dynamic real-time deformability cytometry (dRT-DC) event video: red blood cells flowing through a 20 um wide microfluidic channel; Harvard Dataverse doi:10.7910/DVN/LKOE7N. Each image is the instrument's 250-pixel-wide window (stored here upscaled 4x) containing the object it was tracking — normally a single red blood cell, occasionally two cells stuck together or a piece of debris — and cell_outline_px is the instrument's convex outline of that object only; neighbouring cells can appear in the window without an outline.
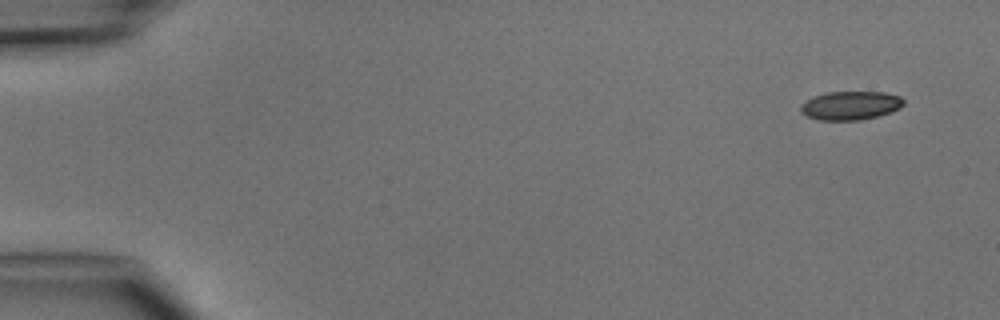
{"species": "common noctule bat (a hibernating species)", "species_latin": "Nyctalus noctula", "temperature_condition": "cold", "stored_images_in_passage": 6, "segment_of_instrument_passage": [2, 2], "camera_frame_rate_fps": 3000, "um_per_image_px": 0.085, "animal": {"sex": "male", "body_mass_g": 15.6}, "frame": {"image": 1, "passage_image": 6, "time_ms": 5.667, "image_size_px": [1000, 320], "cell_outline_px": [[904, 104], [900, 108], [892, 112], [860, 120], [820, 120], [808, 116], [800, 112], [800, 104], [812, 96], [828, 92], [884, 92], [900, 96], [904, 100]], "centroid_in_image_um": [72.29, 8.96], "position_along_channel_um": 12.7, "area_um2": 17.28}}